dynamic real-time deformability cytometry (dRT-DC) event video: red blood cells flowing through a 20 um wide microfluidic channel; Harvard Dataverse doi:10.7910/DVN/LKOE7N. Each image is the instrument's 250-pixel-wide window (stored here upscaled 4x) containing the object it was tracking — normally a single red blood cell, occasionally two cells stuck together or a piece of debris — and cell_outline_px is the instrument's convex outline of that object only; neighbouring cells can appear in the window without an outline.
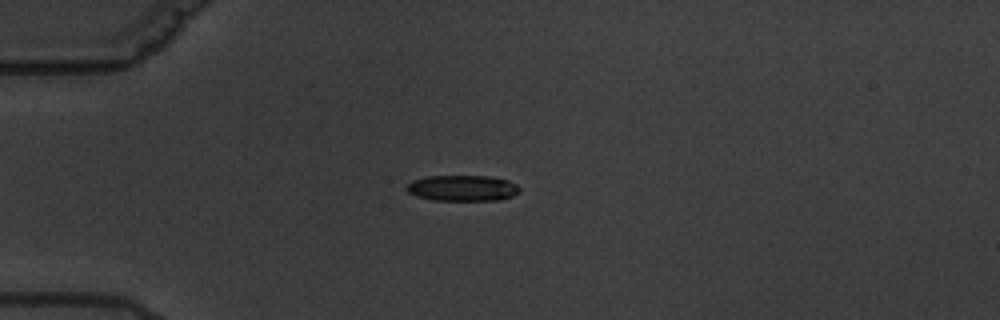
{"species": "common noctule bat (a hibernating species)", "species_latin": "Nyctalus noctula", "temperature_condition": "warm", "stored_images_in_passage": 13, "camera_frame_rate_fps": 3000, "um_per_image_px": 0.085, "animal": {"sex": "male", "body_mass_g": 19.5, "forearm_length_mm": 54.6}, "frame": {"image": 1, "passage_image": 1, "time_ms": 0.0, "image_size_px": [1000, 320], "cell_outline_px": [[520, 192], [512, 196], [500, 200], [436, 200], [416, 196], [408, 192], [404, 188], [412, 180], [428, 176], [492, 176], [508, 180], [516, 184], [520, 188]], "centroid_in_image_um": [39.32, 15.98], "position_along_channel_um": 45.7, "area_um2": 17.11}}
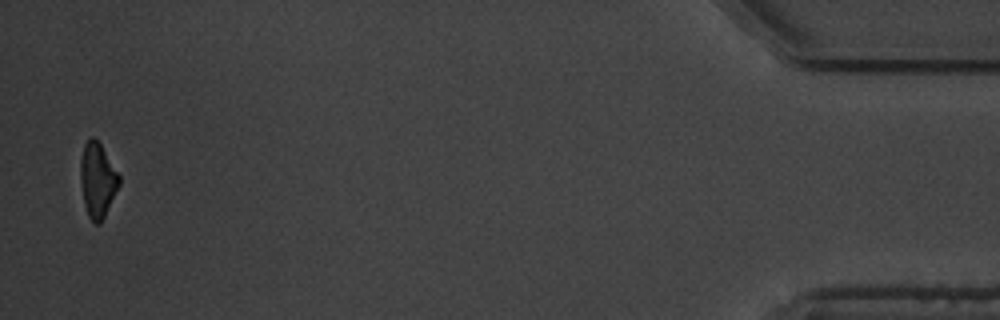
{"frame": {"image": 2, "passage_image": 13, "time_ms": 14.333, "image_size_px": [1000, 320], "cell_outline_px": [[120, 184], [100, 224], [96, 224], [88, 216], [84, 204], [80, 180], [80, 160], [84, 144], [92, 136], [100, 144], [120, 176]], "centroid_in_image_um": [8.27, 15.31], "position_along_channel_um": 426.9, "area_um2": 16.59}, "authors_computed_cell_mechanics": {"area_um2": 18.6116, "velocity_mm_per_s": 3.3964, "shape_relaxation_time_tau1_ms": 8.4508, "shape_relaxation_time_tau2_ms": null, "deformation_change_tau1": 0.2028, "deformation_change_tau2": null}}